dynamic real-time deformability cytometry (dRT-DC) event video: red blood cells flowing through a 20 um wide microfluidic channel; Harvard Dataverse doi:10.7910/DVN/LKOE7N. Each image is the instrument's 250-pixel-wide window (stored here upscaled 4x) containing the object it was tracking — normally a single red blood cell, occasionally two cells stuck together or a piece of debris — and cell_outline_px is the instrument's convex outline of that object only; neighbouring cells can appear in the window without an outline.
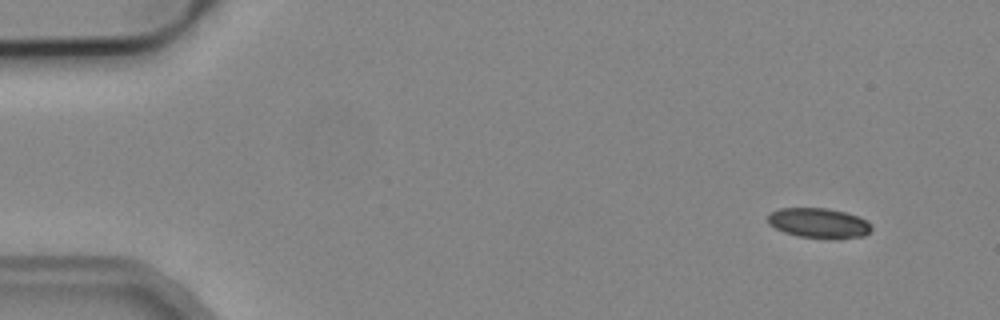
{"species": "common noctule bat (a hibernating species)", "species_latin": "Nyctalus noctula", "temperature_condition": "cold", "stored_images_in_passage": 5, "camera_frame_rate_fps": 3000, "um_per_image_px": 0.085, "animal": {"sex": "male", "body_mass_g": 19.2, "forearm_length_mm": 51.8}, "frame": {"image": 1, "passage_image": 1, "time_ms": 0.0, "image_size_px": [1000, 320], "cell_outline_px": [[872, 228], [864, 236], [840, 240], [800, 236], [784, 232], [768, 224], [768, 216], [772, 212], [780, 208], [828, 208], [844, 212], [868, 220], [872, 224]], "centroid_in_image_um": [69.64, 18.97], "position_along_channel_um": 15.4, "area_um2": 18.26}}
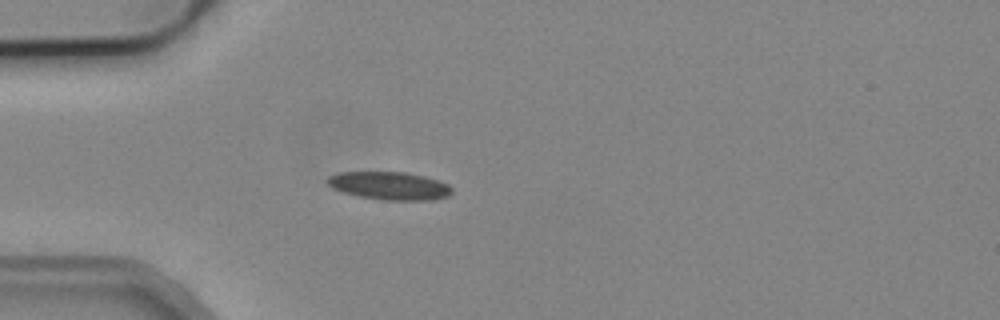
{"frame": {"image": 2, "passage_image": 4, "time_ms": 3.667, "image_size_px": [1000, 320], "cell_outline_px": [[452, 192], [448, 196], [432, 200], [384, 200], [360, 196], [344, 192], [332, 188], [324, 180], [328, 176], [336, 172], [408, 172], [440, 180], [448, 184], [452, 188]], "centroid_in_image_um": [33.11, 15.78], "position_along_channel_um": 51.9, "area_um2": 20.46}}